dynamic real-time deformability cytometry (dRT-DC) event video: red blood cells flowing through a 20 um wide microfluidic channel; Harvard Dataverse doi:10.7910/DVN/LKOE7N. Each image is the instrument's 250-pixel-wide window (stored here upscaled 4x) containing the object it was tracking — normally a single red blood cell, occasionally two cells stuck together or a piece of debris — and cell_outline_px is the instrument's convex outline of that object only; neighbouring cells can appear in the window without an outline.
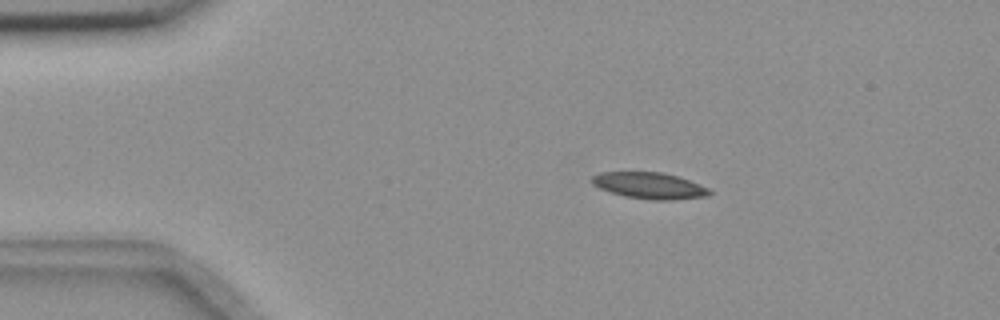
{"species": "common noctule bat (a hibernating species)", "species_latin": "Nyctalus noctula", "temperature_condition": "room temperature", "stored_images_in_passage": 4, "camera_frame_rate_fps": 3000, "um_per_image_px": 0.085, "animal": {"sex": "female", "body_mass_g": 18.4}, "frame": {"image": 1, "passage_image": 2, "time_ms": 0.333, "image_size_px": [1000, 320], "cell_outline_px": [[712, 192], [708, 196], [668, 200], [652, 200], [624, 196], [600, 188], [592, 184], [592, 176], [600, 172], [660, 172], [680, 176], [708, 188]], "centroid_in_image_um": [55.21, 15.77], "position_along_channel_um": 29.8, "area_um2": 17.98}}